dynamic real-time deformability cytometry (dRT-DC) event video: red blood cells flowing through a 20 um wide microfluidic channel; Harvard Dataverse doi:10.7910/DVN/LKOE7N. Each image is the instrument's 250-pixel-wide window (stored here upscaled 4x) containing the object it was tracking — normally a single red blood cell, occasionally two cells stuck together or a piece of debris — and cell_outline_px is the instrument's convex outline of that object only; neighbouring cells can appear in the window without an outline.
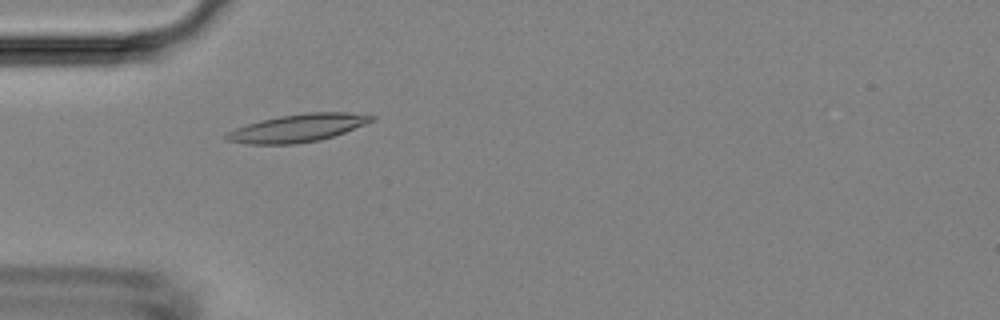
{"species": "Egyptian fruit bat (a non-hibernating species)", "species_latin": "Rousettus aegyptiacus", "temperature_condition": "room temperature", "stored_images_in_passage": 5, "camera_frame_rate_fps": 3000, "um_per_image_px": 0.085, "animal": {"sex": "female"}, "frame": {"image": 1, "passage_image": 4, "time_ms": 4.333, "image_size_px": [1000, 320], "cell_outline_px": [[376, 116], [372, 120], [364, 124], [344, 132], [320, 140], [296, 144], [248, 144], [224, 140], [224, 136], [228, 132], [236, 128], [260, 120], [280, 116], [308, 112], [348, 112]], "centroid_in_image_um": [25.27, 10.88], "position_along_channel_um": 59.7, "area_um2": 23.29}}